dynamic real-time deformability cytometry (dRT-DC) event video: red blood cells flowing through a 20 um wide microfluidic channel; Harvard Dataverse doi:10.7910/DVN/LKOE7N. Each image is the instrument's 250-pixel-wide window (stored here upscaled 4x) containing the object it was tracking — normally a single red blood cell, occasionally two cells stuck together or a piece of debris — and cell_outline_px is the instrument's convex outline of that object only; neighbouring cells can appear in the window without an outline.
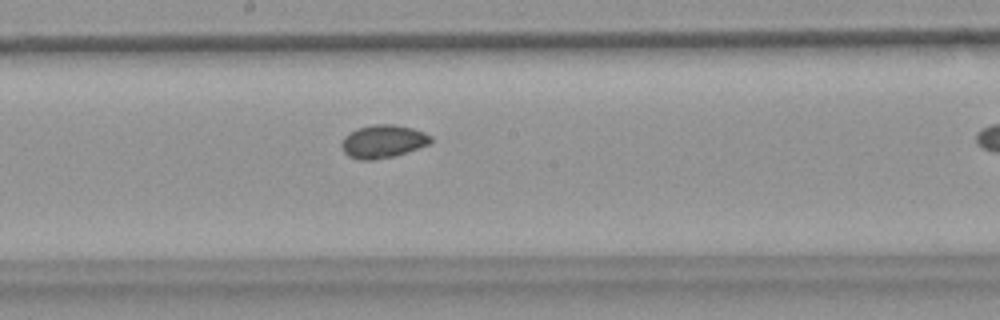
{"species": "common noctule bat (a hibernating species)", "species_latin": "Nyctalus noctula", "temperature_condition": "warm", "stored_images_in_passage": 34, "camera_frame_rate_fps": 3000, "um_per_image_px": 0.085, "animal": {"sex": "female", "body_mass_g": 18.4}, "frame": {"image": 1, "passage_image": 20, "time_ms": 6.333, "image_size_px": [1000, 320], "cell_outline_px": [[432, 140], [428, 144], [396, 156], [372, 160], [356, 160], [348, 156], [344, 152], [340, 144], [344, 136], [356, 128], [376, 124], [396, 124], [412, 128], [424, 132], [432, 136]], "centroid_in_image_um": [32.53, 12.02], "position_along_channel_um": 215.7, "area_um2": 17.34}}
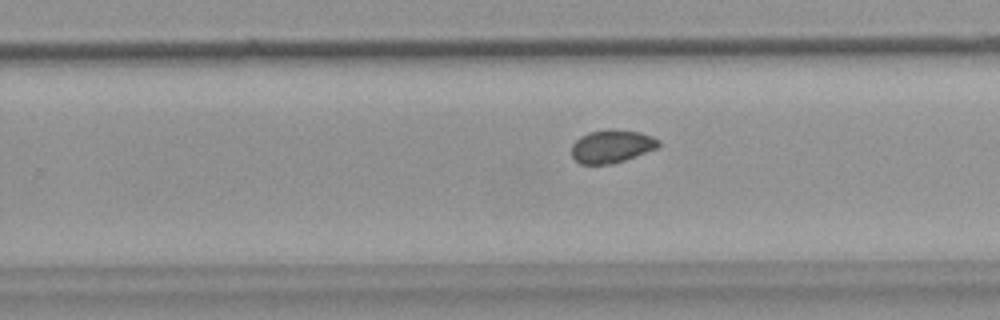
{"frame": {"image": 2, "passage_image": 25, "time_ms": 8.0, "image_size_px": [1000, 320], "cell_outline_px": [[660, 144], [656, 148], [624, 160], [612, 164], [580, 164], [572, 156], [572, 144], [580, 136], [592, 132], [612, 128], [640, 132], [652, 136], [660, 140]], "centroid_in_image_um": [51.99, 12.42], "position_along_channel_um": 277.8, "area_um2": 16.65}}